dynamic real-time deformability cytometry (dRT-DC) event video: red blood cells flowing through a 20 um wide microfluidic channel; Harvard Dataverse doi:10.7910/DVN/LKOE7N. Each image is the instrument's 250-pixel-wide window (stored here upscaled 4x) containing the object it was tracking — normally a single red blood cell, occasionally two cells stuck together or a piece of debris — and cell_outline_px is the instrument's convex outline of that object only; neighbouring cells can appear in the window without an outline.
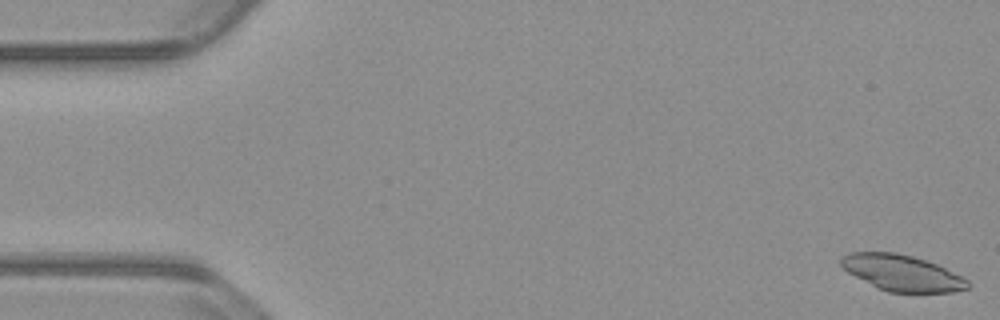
{"species": "common noctule bat (a hibernating species)", "species_latin": "Nyctalus noctula", "temperature_condition": "warm", "stored_images_in_passage": 54, "camera_frame_rate_fps": 3000, "um_per_image_px": 0.085, "animal": {"sex": "male", "body_mass_g": 23.1, "forearm_length_mm": 52.7}, "frame": {"image": 1, "passage_image": 1, "time_ms": 0.0, "image_size_px": [1000, 320], "cell_outline_px": [[972, 284], [968, 288], [952, 292], [888, 292], [876, 288], [848, 272], [840, 264], [840, 260], [848, 252], [896, 252], [912, 256], [936, 264], [968, 280]], "centroid_in_image_um": [76.65, 23.2], "position_along_channel_um": 8.3, "area_um2": 26.41}}